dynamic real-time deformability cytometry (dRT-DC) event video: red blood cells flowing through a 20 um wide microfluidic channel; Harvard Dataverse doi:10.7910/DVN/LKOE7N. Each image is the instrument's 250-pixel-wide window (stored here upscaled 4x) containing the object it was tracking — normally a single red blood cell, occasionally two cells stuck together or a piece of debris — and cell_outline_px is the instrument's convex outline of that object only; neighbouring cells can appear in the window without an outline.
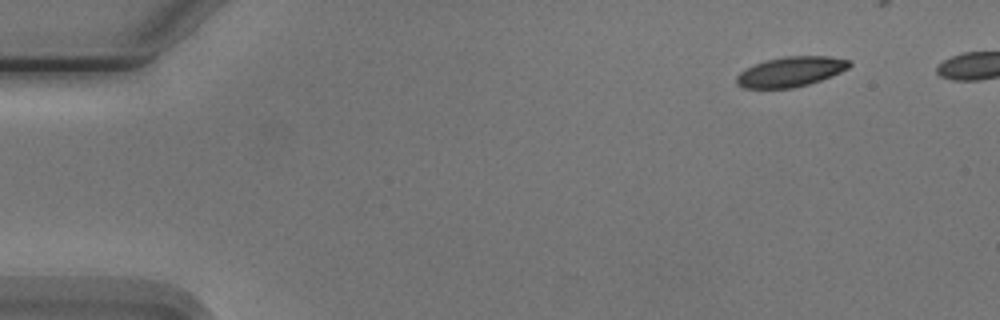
{"species": "Egyptian fruit bat (a non-hibernating species)", "species_latin": "Rousettus aegyptiacus", "temperature_condition": "cold", "stored_images_in_passage": 5, "camera_frame_rate_fps": 3000, "um_per_image_px": 0.085, "animal": {"sex": "male"}, "frame": {"image": 1, "passage_image": 1, "time_ms": 0.0, "image_size_px": [1000, 320], "cell_outline_px": [[852, 64], [848, 68], [832, 76], [808, 84], [792, 88], [744, 88], [736, 84], [736, 76], [740, 72], [764, 60], [784, 56], [832, 56], [852, 60]], "centroid_in_image_um": [67.24, 6.08], "position_along_channel_um": 17.8, "area_um2": 19.77}}